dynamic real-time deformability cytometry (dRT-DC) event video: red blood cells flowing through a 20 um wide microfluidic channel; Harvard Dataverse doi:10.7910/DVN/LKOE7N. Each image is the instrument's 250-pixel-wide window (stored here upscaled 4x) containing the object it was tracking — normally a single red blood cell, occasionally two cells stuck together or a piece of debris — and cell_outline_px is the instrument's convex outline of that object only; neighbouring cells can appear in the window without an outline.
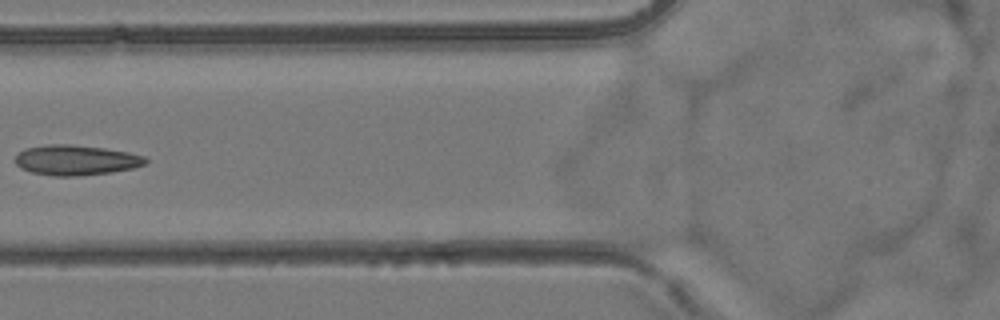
{"species": "common noctule bat (a hibernating species)", "species_latin": "Nyctalus noctula", "temperature_condition": "room temperature", "stored_images_in_passage": 5, "camera_frame_rate_fps": 3000, "um_per_image_px": 0.085, "animal": {"sex": "female", "body_mass_g": 24.6, "forearm_length_mm": 56.2}, "frame": {"image": 1, "passage_image": 4, "time_ms": 7.0, "image_size_px": [1000, 320], "cell_outline_px": [[148, 164], [132, 168], [112, 172], [76, 176], [52, 176], [32, 172], [20, 168], [16, 164], [16, 156], [24, 148], [48, 144], [68, 144], [104, 148], [128, 152], [144, 156], [148, 160]], "centroid_in_image_um": [6.46, 13.61], "position_along_channel_um": 119.3, "area_um2": 22.95}}
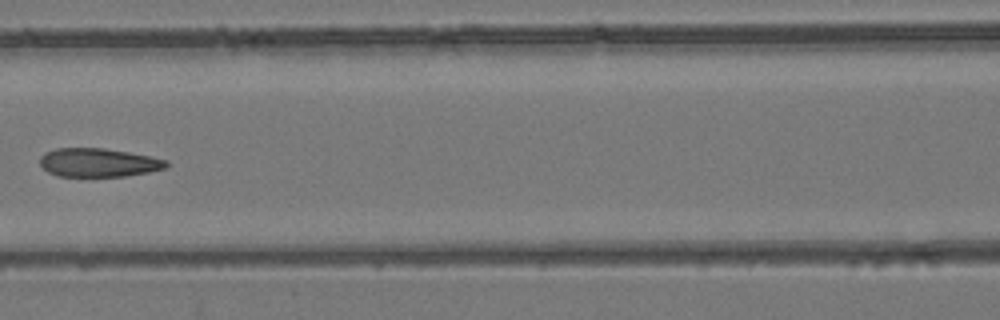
{"frame": {"image": 2, "passage_image": 5, "time_ms": 8.0, "image_size_px": [1000, 320], "cell_outline_px": [[168, 164], [164, 168], [148, 172], [124, 176], [60, 176], [48, 172], [40, 164], [40, 156], [44, 152], [56, 148], [104, 148], [128, 152], [168, 160]], "centroid_in_image_um": [8.33, 13.81], "position_along_channel_um": 158.3, "area_um2": 20.92}}